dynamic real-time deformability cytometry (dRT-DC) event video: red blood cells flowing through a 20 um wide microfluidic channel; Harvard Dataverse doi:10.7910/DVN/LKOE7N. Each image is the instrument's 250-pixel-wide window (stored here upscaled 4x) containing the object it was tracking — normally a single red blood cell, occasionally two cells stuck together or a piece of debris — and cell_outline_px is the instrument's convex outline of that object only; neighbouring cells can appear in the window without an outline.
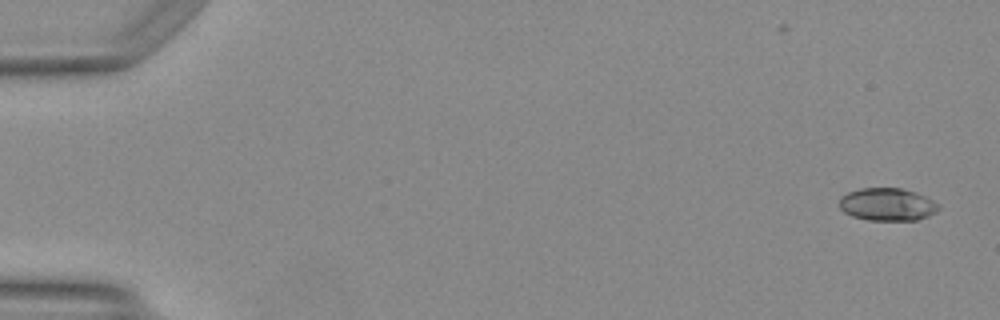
{"species": "Egyptian fruit bat (a non-hibernating species)", "species_latin": "Rousettus aegyptiacus", "temperature_condition": "warm", "stored_images_in_passage": 49, "camera_frame_rate_fps": 3000, "um_per_image_px": 0.085, "animal": {"sex": "female"}, "frame": {"image": 1, "passage_image": 1, "time_ms": 0.0, "image_size_px": [1000, 320], "cell_outline_px": [[940, 208], [936, 212], [928, 216], [916, 220], [868, 220], [852, 216], [844, 212], [840, 208], [840, 196], [848, 192], [860, 188], [900, 188], [916, 192], [940, 204]], "centroid_in_image_um": [75.42, 17.37], "position_along_channel_um": 9.6, "area_um2": 18.96}}
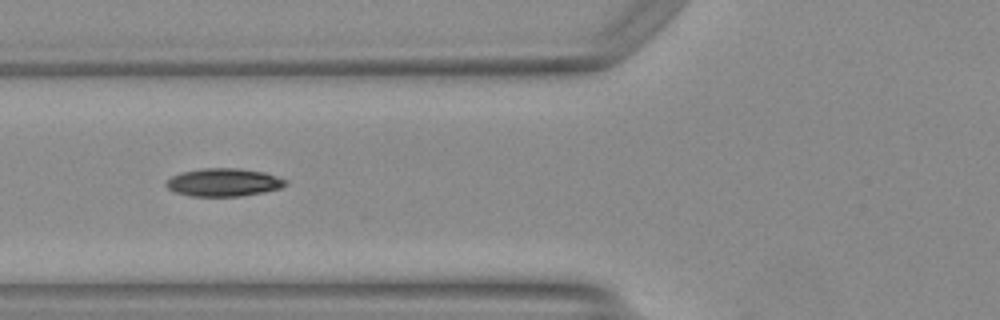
{"frame": {"image": 2, "passage_image": 19, "time_ms": 6.0, "image_size_px": [1000, 320], "cell_outline_px": [[288, 184], [280, 188], [264, 192], [240, 196], [192, 196], [176, 192], [168, 188], [164, 184], [172, 176], [180, 172], [200, 168], [240, 168], [264, 172], [288, 180]], "centroid_in_image_um": [19.02, 15.49], "position_along_channel_um": 106.8, "area_um2": 19.54}}
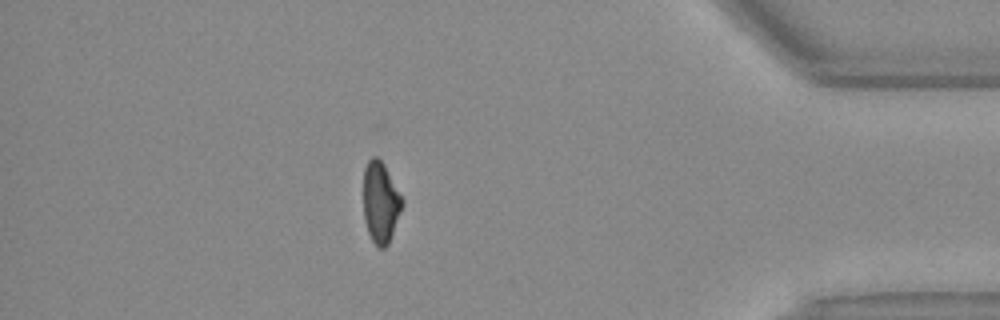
{"frame": {"image": 3, "passage_image": 43, "time_ms": 14.0, "image_size_px": [1000, 320], "cell_outline_px": [[404, 204], [388, 244], [384, 248], [380, 248], [372, 240], [368, 232], [364, 220], [364, 168], [368, 160], [372, 156], [376, 156], [384, 164], [404, 200]], "centroid_in_image_um": [32.35, 17.19], "position_along_channel_um": 402.8, "area_um2": 18.26}, "authors_computed_cell_mechanics": {"area_um2": 18.785, "velocity_mm_per_s": 4.1809, "shape_relaxation_time_tau1_ms": 7.6825, "shape_relaxation_time_tau2_ms": 3.1156, "deformation_change_tau1": 0.2245, "deformation_change_tau2": 0.0947}}